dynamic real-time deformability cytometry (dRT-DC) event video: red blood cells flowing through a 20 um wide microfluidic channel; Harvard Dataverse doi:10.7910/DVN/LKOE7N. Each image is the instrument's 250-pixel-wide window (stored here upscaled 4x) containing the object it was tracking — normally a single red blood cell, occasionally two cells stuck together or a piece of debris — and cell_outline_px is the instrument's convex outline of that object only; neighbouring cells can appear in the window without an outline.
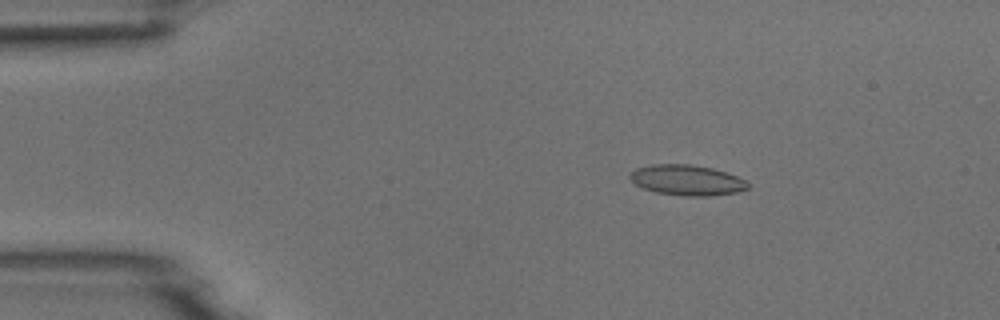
{"species": "common noctule bat (a hibernating species)", "species_latin": "Nyctalus noctula", "temperature_condition": "room temperature", "stored_images_in_passage": 5, "camera_frame_rate_fps": 3000, "um_per_image_px": 0.085, "animal": {"sex": "male", "body_mass_g": 18.8}, "frame": {"image": 1, "passage_image": 3, "time_ms": 2.333, "image_size_px": [1000, 320], "cell_outline_px": [[748, 188], [736, 192], [712, 196], [684, 196], [656, 192], [644, 188], [636, 184], [628, 176], [636, 168], [652, 164], [688, 164], [712, 168], [736, 176], [744, 180], [748, 184]], "centroid_in_image_um": [58.37, 15.31], "position_along_channel_um": 26.6, "area_um2": 20.69}}
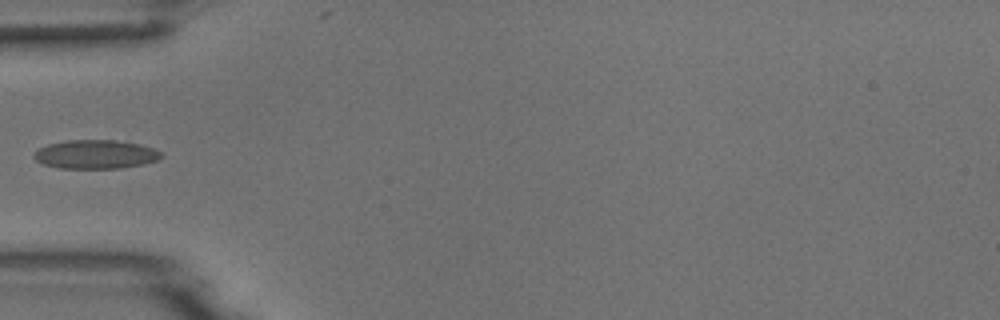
{"frame": {"image": 2, "passage_image": 5, "time_ms": 5.333, "image_size_px": [1000, 320], "cell_outline_px": [[164, 156], [156, 160], [144, 164], [120, 168], [60, 168], [44, 164], [36, 160], [32, 156], [40, 148], [48, 144], [68, 140], [116, 140], [140, 144], [152, 148], [160, 152]], "centroid_in_image_um": [8.14, 13.12], "position_along_channel_um": 76.9, "area_um2": 21.21}}